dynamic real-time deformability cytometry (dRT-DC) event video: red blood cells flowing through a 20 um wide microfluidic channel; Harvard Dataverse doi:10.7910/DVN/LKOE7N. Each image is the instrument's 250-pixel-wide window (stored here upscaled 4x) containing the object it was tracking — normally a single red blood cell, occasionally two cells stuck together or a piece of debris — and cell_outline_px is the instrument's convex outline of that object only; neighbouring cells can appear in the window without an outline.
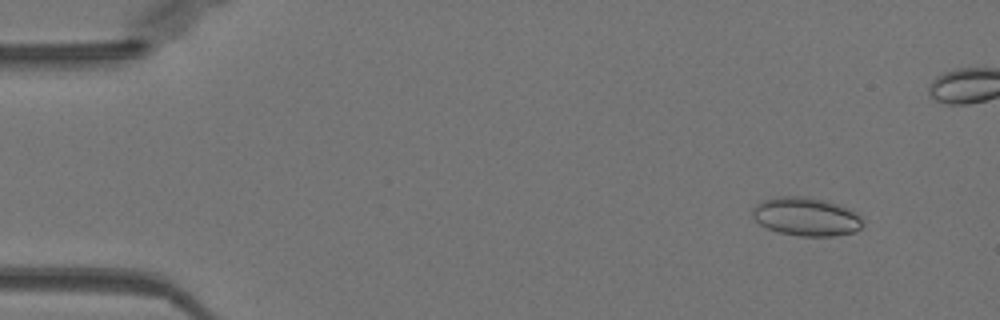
{"species": "Egyptian fruit bat (a non-hibernating species)", "species_latin": "Rousettus aegyptiacus", "temperature_condition": "warm", "stored_images_in_passage": 51, "camera_frame_rate_fps": 3000, "um_per_image_px": 0.085, "animal": {"sex": "female"}, "frame": {"image": 1, "passage_image": 4, "time_ms": 1.0, "image_size_px": [1000, 320], "cell_outline_px": [[864, 224], [856, 232], [832, 236], [800, 236], [780, 232], [768, 228], [760, 224], [752, 216], [752, 208], [760, 200], [780, 196], [804, 196], [824, 200], [860, 212]], "centroid_in_image_um": [68.55, 18.41], "position_along_channel_um": 16.5, "area_um2": 24.97}}
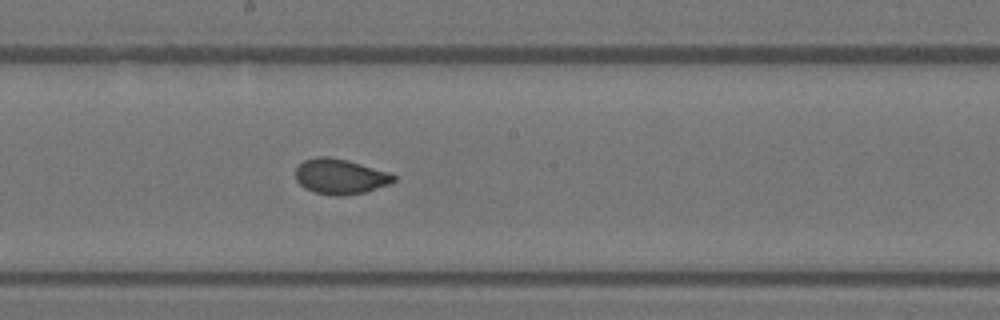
{"frame": {"image": 2, "passage_image": 27, "time_ms": 8.667, "image_size_px": [1000, 320], "cell_outline_px": [[396, 180], [388, 184], [364, 192], [344, 196], [332, 196], [312, 192], [304, 188], [296, 180], [296, 168], [304, 160], [316, 156], [328, 156], [348, 160], [388, 172], [396, 176]], "centroid_in_image_um": [28.88, 15.0], "position_along_channel_um": 219.3, "area_um2": 20.23}}
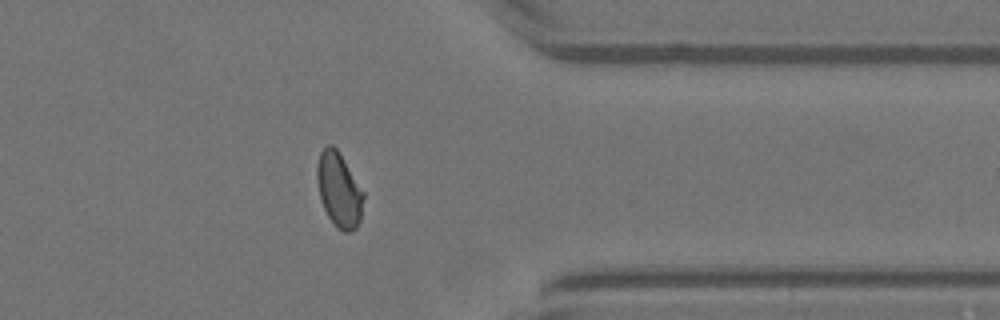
{"frame": {"image": 3, "passage_image": 40, "time_ms": 13.0, "image_size_px": [1000, 320], "cell_outline_px": [[364, 196], [360, 220], [356, 228], [348, 232], [344, 232], [336, 228], [328, 216], [320, 200], [316, 176], [316, 168], [320, 152], [328, 144], [332, 144], [336, 148], [364, 192]], "centroid_in_image_um": [28.8, 16.15], "position_along_channel_um": 382.6, "area_um2": 20.11}, "authors_computed_cell_mechanics": {"area_um2": 20.3456, "velocity_mm_per_s": 4.0189, "shape_relaxation_time_tau1_ms": 8.9612, "shape_relaxation_time_tau2_ms": null, "deformation_change_tau1": 0.1839, "deformation_change_tau2": null}}